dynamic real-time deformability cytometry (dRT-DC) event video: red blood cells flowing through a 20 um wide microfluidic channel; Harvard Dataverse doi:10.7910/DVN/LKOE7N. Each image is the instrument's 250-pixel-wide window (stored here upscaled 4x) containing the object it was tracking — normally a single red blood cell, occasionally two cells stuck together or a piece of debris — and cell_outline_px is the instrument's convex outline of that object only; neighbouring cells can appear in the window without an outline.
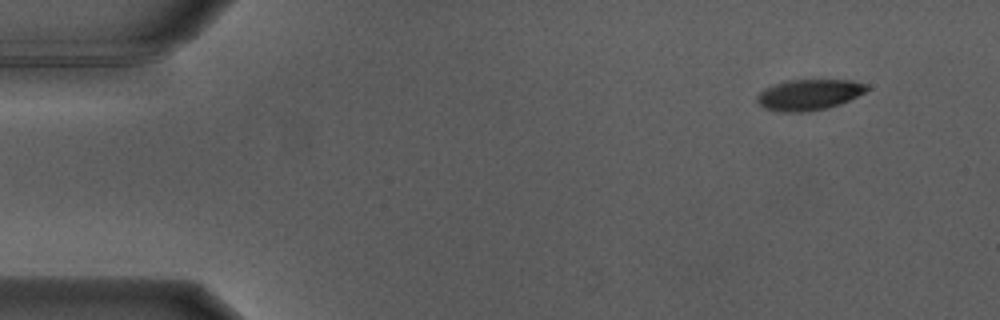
{"species": "Egyptian fruit bat (a non-hibernating species)", "species_latin": "Rousettus aegyptiacus", "temperature_condition": "warm", "stored_images_in_passage": 23, "camera_frame_rate_fps": 3000, "um_per_image_px": 0.085, "animal": {"sex": "male"}, "frame": {"image": 1, "passage_image": 1, "time_ms": 0.0, "image_size_px": [1000, 320], "cell_outline_px": [[868, 88], [864, 92], [840, 104], [828, 108], [808, 112], [784, 112], [764, 108], [756, 100], [756, 96], [764, 88], [788, 80], [852, 80], [868, 84]], "centroid_in_image_um": [68.75, 8.05], "position_along_channel_um": 16.2, "area_um2": 19.65}}
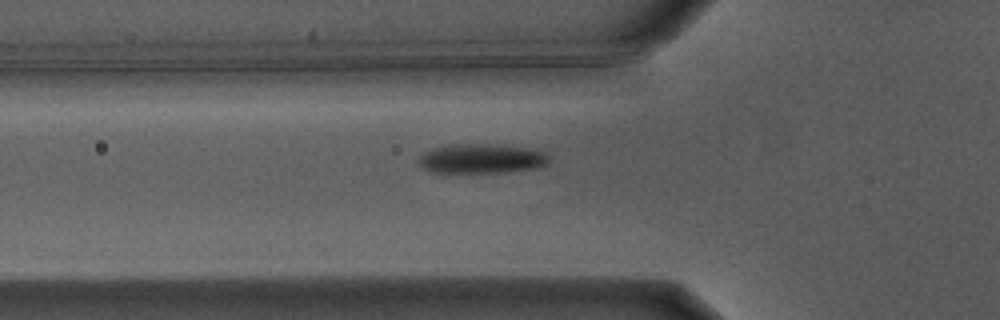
{"frame": {"image": 2, "passage_image": 15, "time_ms": 4.667, "image_size_px": [1000, 320], "cell_outline_px": [[548, 164], [532, 168], [500, 172], [432, 172], [424, 168], [420, 164], [420, 156], [424, 152], [432, 148], [452, 144], [488, 144], [548, 148]], "centroid_in_image_um": [41.04, 13.45], "position_along_channel_um": 84.8, "area_um2": 22.66}}
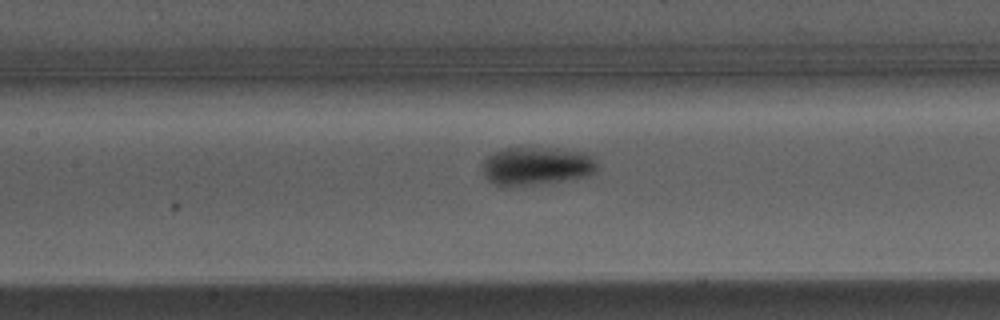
{"frame": {"image": 3, "passage_image": 21, "time_ms": 6.667, "image_size_px": [1000, 320], "cell_outline_px": [[596, 172], [584, 176], [556, 180], [520, 184], [496, 184], [488, 180], [484, 172], [484, 160], [488, 156], [504, 148], [556, 148], [584, 152], [592, 156], [596, 164]], "centroid_in_image_um": [45.63, 14.05], "position_along_channel_um": 161.8, "area_um2": 24.33}}